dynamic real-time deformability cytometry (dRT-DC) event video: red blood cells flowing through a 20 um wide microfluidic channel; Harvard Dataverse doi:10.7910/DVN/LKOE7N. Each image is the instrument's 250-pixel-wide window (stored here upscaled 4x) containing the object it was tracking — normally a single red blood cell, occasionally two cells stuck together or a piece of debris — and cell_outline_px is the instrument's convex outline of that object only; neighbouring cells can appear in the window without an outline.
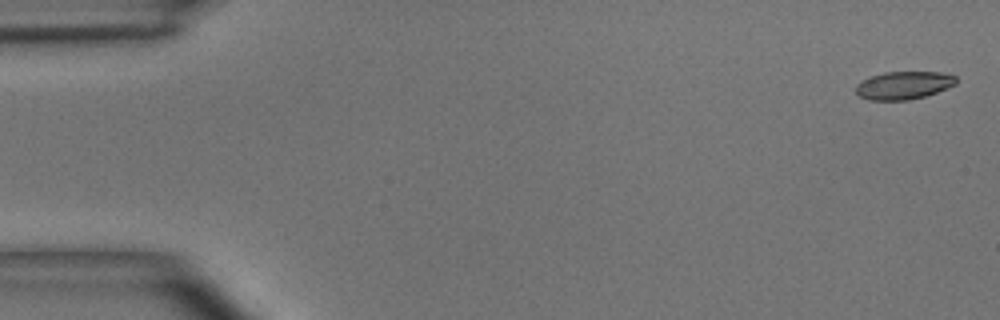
{"species": "common noctule bat (a hibernating species)", "species_latin": "Nyctalus noctula", "temperature_condition": "room temperature", "stored_images_in_passage": 4, "camera_frame_rate_fps": 3000, "um_per_image_px": 0.085, "animal": {"sex": "male", "body_mass_g": 15.6}, "frame": {"image": 1, "passage_image": 1, "time_ms": 0.0, "image_size_px": [1000, 320], "cell_outline_px": [[956, 84], [948, 88], [924, 96], [908, 100], [868, 100], [860, 96], [856, 92], [856, 84], [872, 76], [884, 72], [940, 72], [956, 76]], "centroid_in_image_um": [76.82, 7.25], "position_along_channel_um": 8.2, "area_um2": 16.18}}
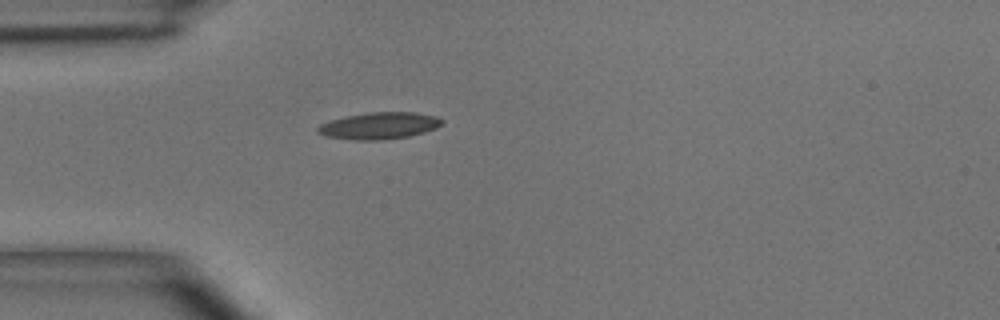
{"frame": {"image": 2, "passage_image": 4, "time_ms": 4.333, "image_size_px": [1000, 320], "cell_outline_px": [[444, 120], [436, 128], [424, 132], [408, 136], [384, 140], [356, 140], [324, 136], [316, 132], [316, 128], [320, 124], [332, 120], [348, 116], [368, 112], [416, 112], [436, 116]], "centroid_in_image_um": [32.22, 10.69], "position_along_channel_um": 52.8, "area_um2": 19.36}}